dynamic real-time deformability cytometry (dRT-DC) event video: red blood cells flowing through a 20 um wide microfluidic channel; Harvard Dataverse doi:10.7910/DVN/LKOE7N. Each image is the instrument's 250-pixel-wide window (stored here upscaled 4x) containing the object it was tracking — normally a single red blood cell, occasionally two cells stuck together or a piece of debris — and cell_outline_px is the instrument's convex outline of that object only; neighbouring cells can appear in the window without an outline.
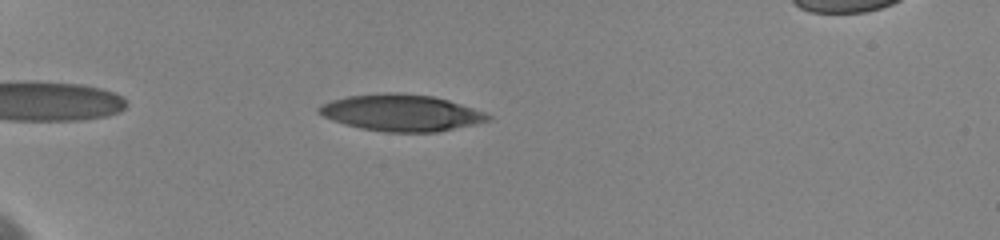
{"species": "human", "species_latin": "Homo sapiens", "temperature_condition": "cold", "stored_images_in_passage": 17, "camera_frame_rate_fps": 3000, "um_per_image_px": 0.085, "donor": {"sex": "female"}, "frame": {"image": 1, "passage_image": 12, "time_ms": 2.0, "image_size_px": [1000, 240], "cell_outline_px": [[492, 120], [436, 132], [384, 132], [360, 128], [332, 120], [316, 112], [316, 108], [332, 100], [348, 96], [396, 92], [432, 96], [448, 100], [484, 112], [492, 116]], "centroid_in_image_um": [34.1, 9.59], "position_along_channel_um": 50.9, "area_um2": 35.72}}